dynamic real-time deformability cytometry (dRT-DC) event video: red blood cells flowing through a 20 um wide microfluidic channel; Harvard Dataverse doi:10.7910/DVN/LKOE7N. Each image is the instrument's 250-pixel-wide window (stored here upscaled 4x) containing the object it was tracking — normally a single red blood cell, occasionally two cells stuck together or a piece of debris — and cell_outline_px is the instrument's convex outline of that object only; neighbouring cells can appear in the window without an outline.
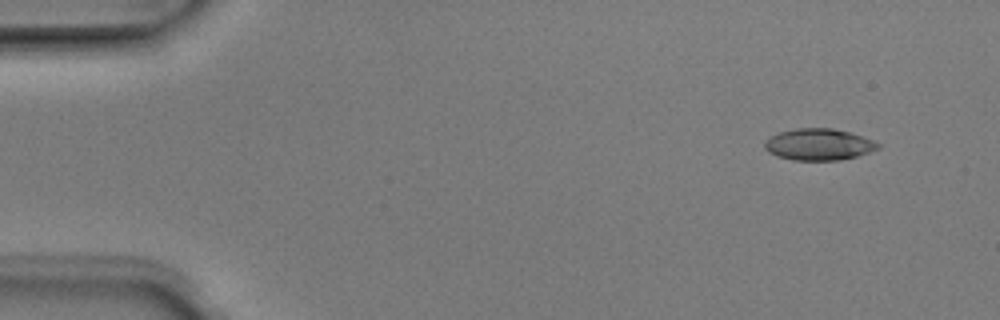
{"species": "Egyptian fruit bat (a non-hibernating species)", "species_latin": "Rousettus aegyptiacus", "temperature_condition": "room temperature", "stored_images_in_passage": 4, "camera_frame_rate_fps": 3000, "um_per_image_px": 0.085, "animal": {"sex": "male"}, "frame": {"image": 1, "passage_image": 1, "time_ms": 0.0, "image_size_px": [1000, 320], "cell_outline_px": [[880, 148], [856, 156], [840, 160], [792, 160], [776, 156], [768, 152], [764, 148], [764, 140], [780, 132], [796, 128], [832, 128], [852, 132], [864, 136], [880, 144]], "centroid_in_image_um": [69.58, 12.27], "position_along_channel_um": 15.4, "area_um2": 20.98}}
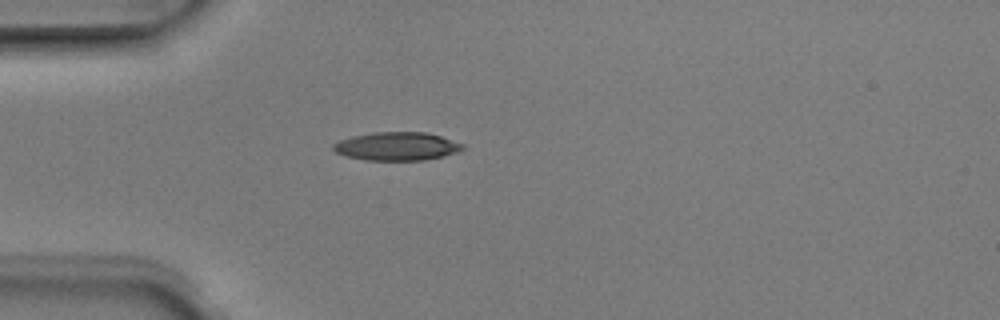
{"frame": {"image": 2, "passage_image": 4, "time_ms": 1.0, "image_size_px": [1000, 320], "cell_outline_px": [[464, 148], [456, 152], [444, 156], [424, 160], [368, 160], [348, 156], [336, 152], [332, 148], [332, 144], [340, 140], [352, 136], [372, 132], [424, 132], [440, 136], [464, 144]], "centroid_in_image_um": [33.73, 12.43], "position_along_channel_um": 51.3, "area_um2": 21.21}}